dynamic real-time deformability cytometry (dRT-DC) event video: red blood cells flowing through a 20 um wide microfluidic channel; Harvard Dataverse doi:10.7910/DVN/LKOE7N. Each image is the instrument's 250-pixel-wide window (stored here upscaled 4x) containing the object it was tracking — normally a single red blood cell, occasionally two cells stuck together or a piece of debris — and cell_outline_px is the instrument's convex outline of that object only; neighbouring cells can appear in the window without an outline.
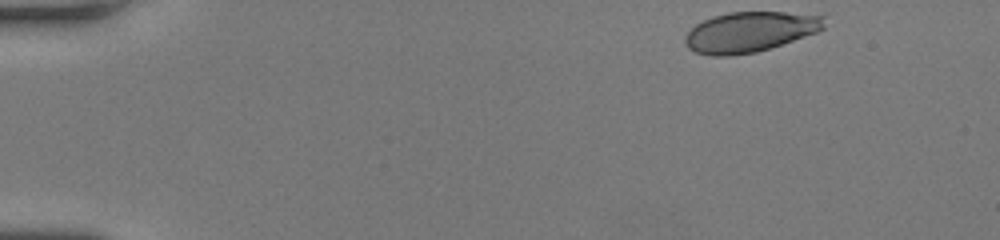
{"species": "human", "species_latin": "Homo sapiens", "temperature_condition": "room temperature", "stored_images_in_passage": 39, "camera_frame_rate_fps": 3000, "um_per_image_px": 0.085, "donor": {"sex": "female"}, "frame": {"image": 1, "passage_image": 1, "time_ms": 0.0, "image_size_px": [1000, 240], "cell_outline_px": [[824, 28], [816, 32], [756, 52], [728, 56], [712, 56], [696, 52], [688, 48], [684, 44], [684, 36], [696, 24], [712, 16], [728, 12], [784, 12], [824, 16]], "centroid_in_image_um": [63.68, 2.71], "position_along_channel_um": 21.3, "area_um2": 32.37}}
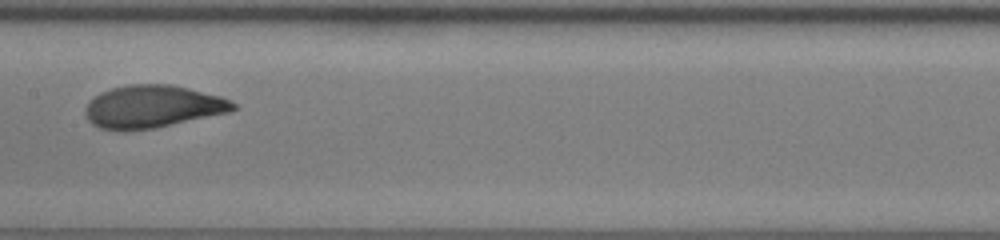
{"frame": {"image": 2, "passage_image": 22, "time_ms": 7.0, "image_size_px": [1000, 240], "cell_outline_px": [[236, 108], [228, 112], [156, 128], [124, 132], [120, 132], [100, 128], [92, 124], [88, 120], [84, 112], [88, 104], [100, 92], [112, 88], [128, 84], [168, 84], [188, 88], [220, 96], [236, 104]], "centroid_in_image_um": [12.93, 9.08], "position_along_channel_um": 194.5, "area_um2": 36.7}}
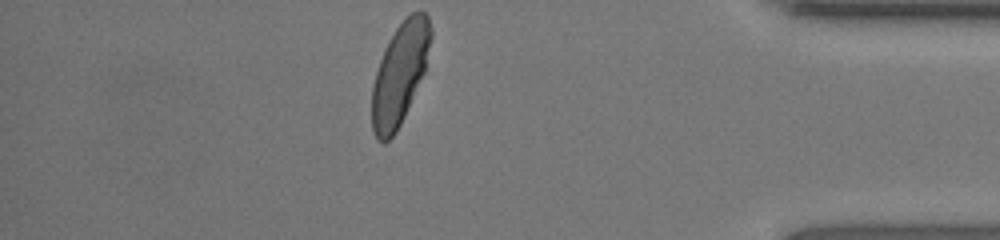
{"frame": {"image": 3, "passage_image": 39, "time_ms": 12.667, "image_size_px": [1000, 240], "cell_outline_px": [[432, 36], [424, 72], [404, 116], [396, 132], [384, 144], [376, 140], [372, 132], [372, 88], [376, 72], [380, 60], [388, 40], [396, 28], [412, 12], [424, 12], [428, 16], [432, 28]], "centroid_in_image_um": [33.97, 6.29], "position_along_channel_um": 401.2, "area_um2": 34.51}, "authors_computed_cell_mechanics": {"area_um2": 35.9516, "velocity_mm_per_s": 4.2198, "shape_relaxation_time_tau1_ms": 3.2409, "shape_relaxation_time_tau2_ms": null, "deformation_change_tau1": 0.1665, "deformation_change_tau2": null}}